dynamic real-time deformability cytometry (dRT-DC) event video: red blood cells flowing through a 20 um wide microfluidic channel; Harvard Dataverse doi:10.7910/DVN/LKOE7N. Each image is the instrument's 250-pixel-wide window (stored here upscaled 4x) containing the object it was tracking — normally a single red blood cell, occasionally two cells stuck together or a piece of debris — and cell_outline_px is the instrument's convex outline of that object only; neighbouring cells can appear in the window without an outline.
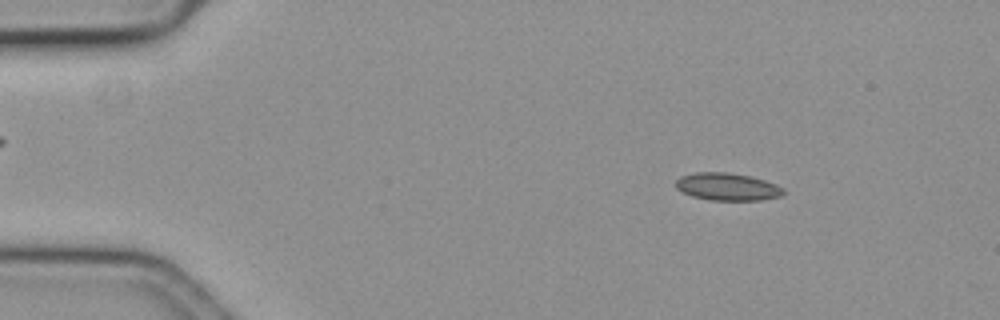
{"species": "common noctule bat (a hibernating species)", "species_latin": "Nyctalus noctula", "temperature_condition": "cold", "stored_images_in_passage": 56, "camera_frame_rate_fps": 3000, "um_per_image_px": 0.085, "animal": {"sex": "female", "body_mass_g": 19.3, "forearm_length_mm": 54.1}, "frame": {"image": 1, "passage_image": 6, "time_ms": 1.667, "image_size_px": [1000, 320], "cell_outline_px": [[784, 192], [780, 196], [760, 200], [708, 200], [692, 196], [676, 188], [676, 180], [680, 176], [696, 172], [728, 172], [748, 176], [764, 180], [776, 184], [784, 188]], "centroid_in_image_um": [61.81, 15.87], "position_along_channel_um": 23.2, "area_um2": 17.17}}
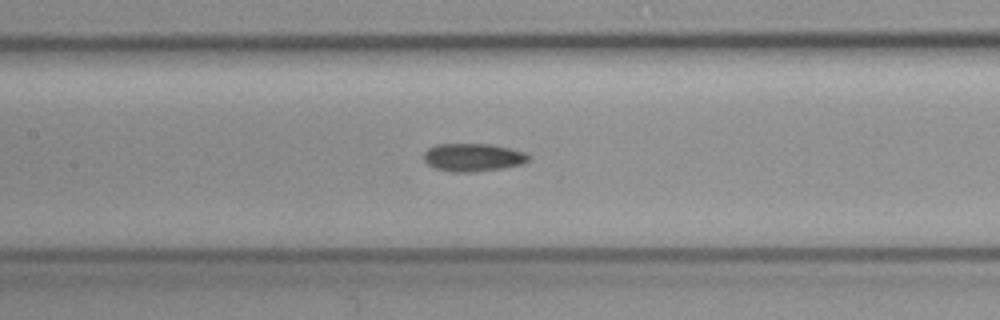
{"frame": {"image": 2, "passage_image": 25, "time_ms": 8.0, "image_size_px": [1000, 320], "cell_outline_px": [[528, 160], [520, 164], [504, 168], [472, 172], [448, 172], [436, 168], [428, 164], [424, 160], [424, 152], [428, 148], [436, 144], [488, 144], [508, 148], [524, 152], [528, 156]], "centroid_in_image_um": [40.15, 13.38], "position_along_channel_um": 167.2, "area_um2": 16.94}}
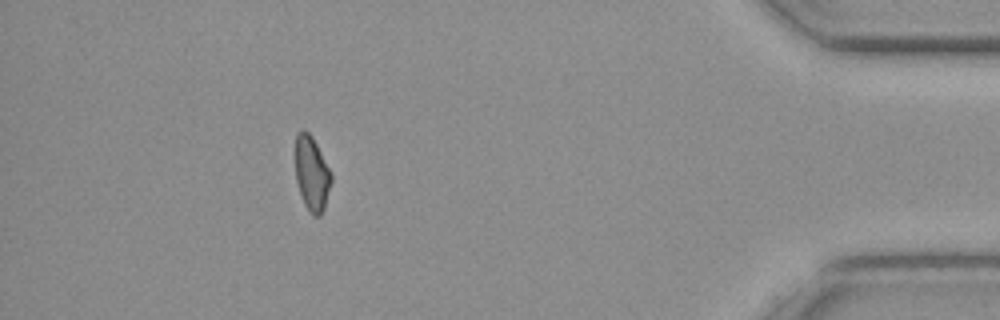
{"frame": {"image": 3, "passage_image": 50, "time_ms": 16.333, "image_size_px": [1000, 320], "cell_outline_px": [[332, 180], [324, 208], [320, 216], [312, 216], [308, 212], [300, 196], [296, 180], [296, 132], [300, 128], [304, 128], [312, 136], [332, 176]], "centroid_in_image_um": [26.48, 14.77], "position_along_channel_um": 408.7, "area_um2": 15.61}, "authors_computed_cell_mechanics": {"area_um2": 16.473, "velocity_mm_per_s": 3.5849, "shape_relaxation_time_tau1_ms": 5.417, "shape_relaxation_time_tau2_ms": null, "deformation_change_tau1": 0.1018, "deformation_change_tau2": null}}